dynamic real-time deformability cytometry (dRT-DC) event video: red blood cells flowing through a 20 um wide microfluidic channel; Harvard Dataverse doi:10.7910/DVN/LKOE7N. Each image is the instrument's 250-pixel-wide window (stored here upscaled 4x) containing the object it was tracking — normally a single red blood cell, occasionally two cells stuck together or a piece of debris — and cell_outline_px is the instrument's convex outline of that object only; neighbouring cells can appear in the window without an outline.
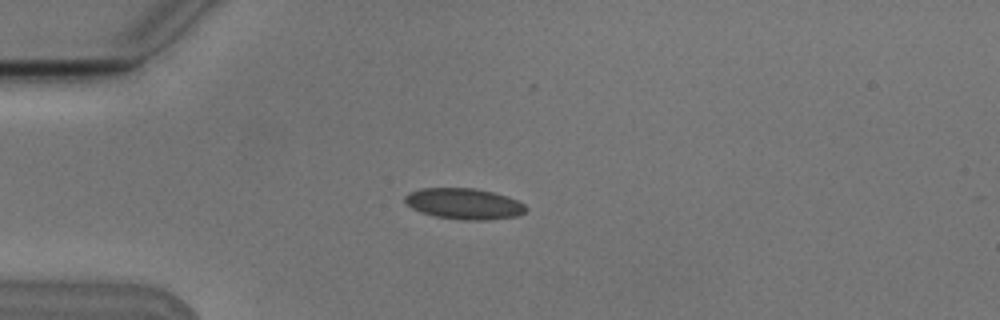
{"species": "Egyptian fruit bat (a non-hibernating species)", "species_latin": "Rousettus aegyptiacus", "temperature_condition": "cold", "stored_images_in_passage": 6, "camera_frame_rate_fps": 3000, "um_per_image_px": 0.085, "animal": {"sex": "male"}, "frame": {"image": 1, "passage_image": 4, "time_ms": 1.0, "image_size_px": [1000, 320], "cell_outline_px": [[528, 208], [520, 216], [488, 220], [460, 220], [436, 216], [420, 212], [412, 208], [404, 200], [404, 196], [408, 192], [420, 188], [476, 188], [508, 196], [524, 204]], "centroid_in_image_um": [39.45, 17.32], "position_along_channel_um": 45.5, "area_um2": 22.02}}